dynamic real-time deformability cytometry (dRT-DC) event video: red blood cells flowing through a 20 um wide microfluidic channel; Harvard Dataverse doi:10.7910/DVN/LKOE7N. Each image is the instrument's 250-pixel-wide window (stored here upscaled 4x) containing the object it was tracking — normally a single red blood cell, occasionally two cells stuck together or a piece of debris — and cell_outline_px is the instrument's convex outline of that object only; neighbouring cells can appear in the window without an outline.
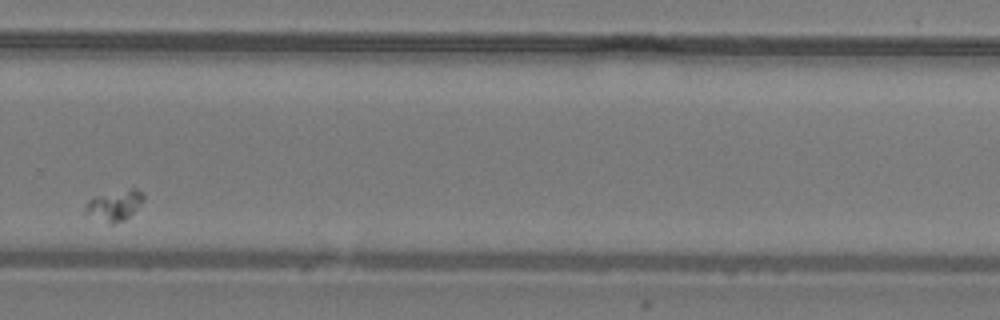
{"species": "common noctule bat (a hibernating species)", "species_latin": "Nyctalus noctula", "temperature_condition": "warm", "stored_images_in_passage": 18, "camera_frame_rate_fps": 3000, "um_per_image_px": 0.085, "animal": {"sex": "male", "body_mass_g": 19.2, "forearm_length_mm": 51.8}, "frame": {"image": 1, "passage_image": 14, "time_ms": 4.333, "image_size_px": [1000, 320], "cell_outline_px": [[144, 200], [124, 220], [112, 224], [84, 212], [84, 208], [88, 200], [92, 196], [132, 188], [136, 188], [144, 192]], "centroid_in_image_um": [9.74, 17.41], "position_along_channel_um": 320.1, "area_um2": 10.17}}